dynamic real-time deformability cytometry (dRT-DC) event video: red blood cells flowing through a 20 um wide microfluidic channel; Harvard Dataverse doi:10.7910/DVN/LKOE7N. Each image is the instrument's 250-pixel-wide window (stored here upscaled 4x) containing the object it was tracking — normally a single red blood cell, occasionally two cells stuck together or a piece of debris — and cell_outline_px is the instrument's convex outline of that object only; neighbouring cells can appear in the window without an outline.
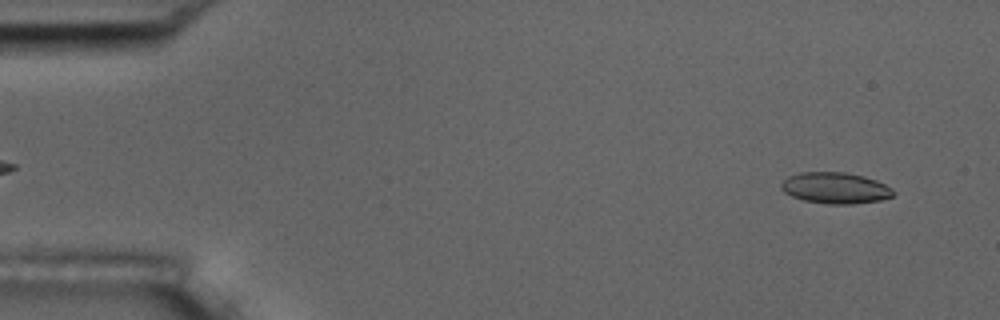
{"species": "common noctule bat (a hibernating species)", "species_latin": "Nyctalus noctula", "temperature_condition": "room temperature", "stored_images_in_passage": 55, "camera_frame_rate_fps": 3000, "um_per_image_px": 0.085, "animal": {"sex": "male", "body_mass_g": 17.5, "forearm_length_mm": 52.3}, "frame": {"image": 1, "passage_image": 3, "time_ms": 0.667, "image_size_px": [1000, 320], "cell_outline_px": [[896, 192], [892, 196], [880, 200], [852, 204], [828, 204], [804, 200], [792, 196], [784, 192], [780, 188], [780, 184], [788, 176], [800, 172], [844, 172], [864, 176], [876, 180], [892, 188]], "centroid_in_image_um": [71.0, 15.97], "position_along_channel_um": 14.0, "area_um2": 20.4}}
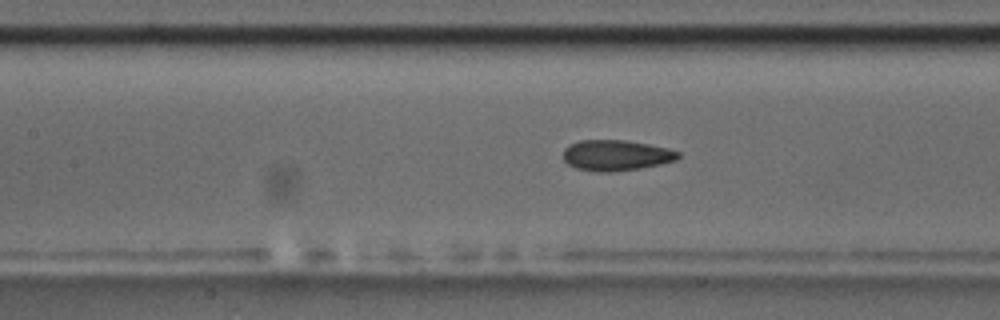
{"frame": {"image": 2, "passage_image": 24, "time_ms": 7.667, "image_size_px": [1000, 320], "cell_outline_px": [[680, 156], [676, 160], [660, 164], [640, 168], [608, 172], [596, 172], [576, 168], [568, 164], [564, 160], [564, 148], [568, 144], [580, 140], [624, 140], [648, 144], [668, 148], [680, 152]], "centroid_in_image_um": [52.35, 13.2], "position_along_channel_um": 155.0, "area_um2": 20.58}}
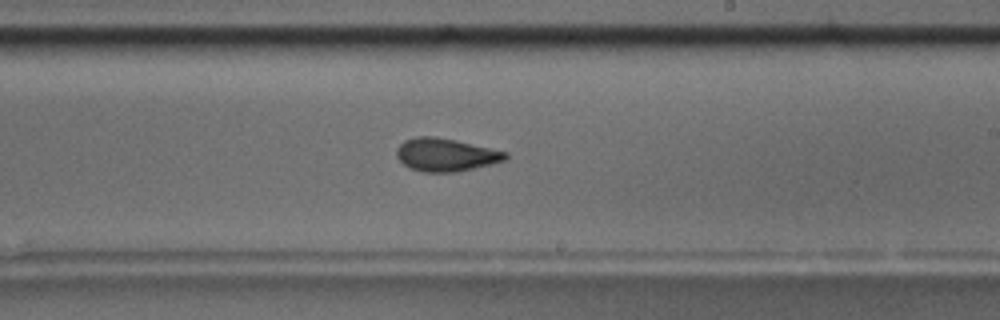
{"frame": {"image": 3, "passage_image": 32, "time_ms": 10.333, "image_size_px": [1000, 320], "cell_outline_px": [[508, 156], [504, 160], [492, 164], [456, 172], [424, 172], [408, 168], [396, 156], [396, 148], [404, 140], [416, 136], [432, 136], [456, 140], [508, 152]], "centroid_in_image_um": [37.87, 13.15], "position_along_channel_um": 251.1, "area_um2": 20.98}, "authors_computed_cell_mechanics": {"area_um2": 20.5768, "velocity_mm_per_s": 3.6223, "shape_relaxation_time_tau1_ms": 5.128, "shape_relaxation_time_tau2_ms": 1.9648, "deformation_change_tau1": 0.1178, "deformation_change_tau2": 0.0708}}